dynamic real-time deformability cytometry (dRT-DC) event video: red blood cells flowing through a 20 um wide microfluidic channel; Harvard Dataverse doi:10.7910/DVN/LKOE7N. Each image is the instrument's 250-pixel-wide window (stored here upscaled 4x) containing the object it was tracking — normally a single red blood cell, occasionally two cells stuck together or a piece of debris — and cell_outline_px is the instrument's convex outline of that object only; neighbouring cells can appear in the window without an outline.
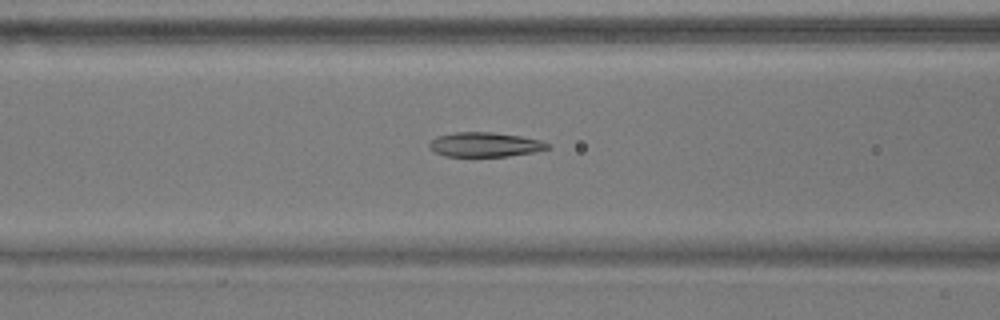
{"species": "common noctule bat (a hibernating species)", "species_latin": "Nyctalus noctula", "temperature_condition": "warm", "stored_images_in_passage": 39, "camera_frame_rate_fps": 3000, "um_per_image_px": 0.085, "animal": {"sex": "male", "body_mass_g": 17.9}, "frame": {"image": 1, "passage_image": 6, "time_ms": 1.667, "image_size_px": [1000, 320], "cell_outline_px": [[548, 148], [532, 152], [508, 156], [444, 156], [436, 152], [428, 144], [436, 136], [456, 132], [492, 132], [520, 136], [540, 140], [548, 144]], "centroid_in_image_um": [41.19, 12.28], "position_along_channel_um": 125.4, "area_um2": 16.59}}
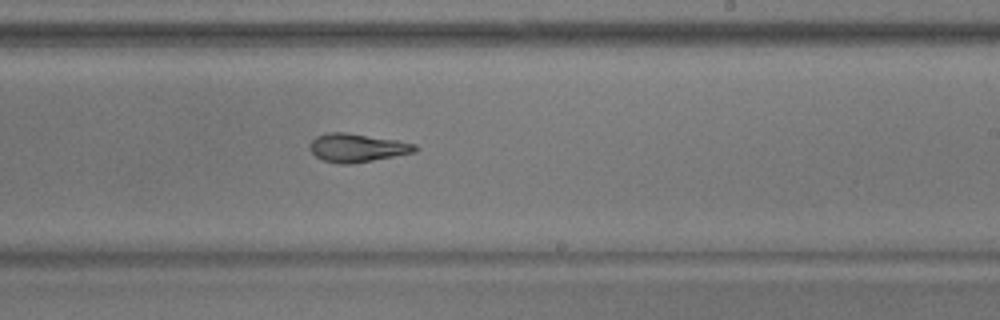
{"frame": {"image": 2, "passage_image": 17, "time_ms": 5.333, "image_size_px": [1000, 320], "cell_outline_px": [[416, 152], [352, 164], [340, 164], [324, 160], [316, 156], [312, 152], [312, 140], [316, 136], [328, 132], [344, 132], [396, 140], [416, 144]], "centroid_in_image_um": [30.37, 12.56], "position_along_channel_um": 258.6, "area_um2": 17.11}}
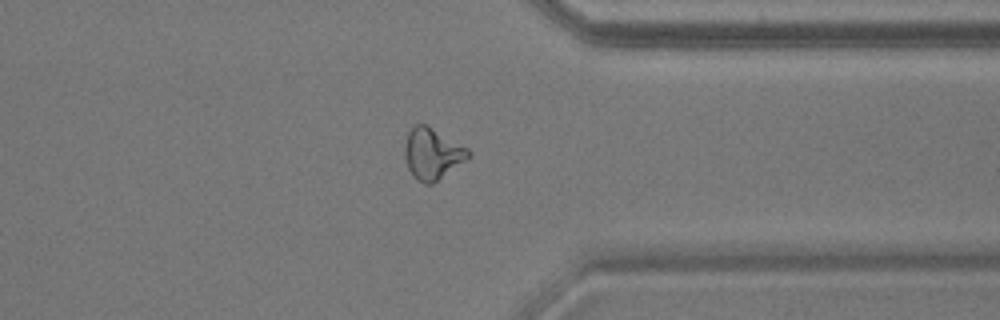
{"frame": {"image": 3, "passage_image": 27, "time_ms": 8.667, "image_size_px": [1000, 320], "cell_outline_px": [[472, 156], [432, 184], [424, 184], [416, 180], [412, 176], [408, 168], [404, 156], [404, 148], [408, 132], [416, 124], [428, 124], [468, 148], [472, 152]], "centroid_in_image_um": [36.76, 13.06], "position_along_channel_um": 374.6, "area_um2": 19.25}, "authors_computed_cell_mechanics": {"area_um2": 17.3978, "velocity_mm_per_s": 3.6392, "shape_relaxation_time_tau1_ms": 8.298, "shape_relaxation_time_tau2_ms": 3.0142, "deformation_change_tau1": 0.2131, "deformation_change_tau2": 0.1026}}